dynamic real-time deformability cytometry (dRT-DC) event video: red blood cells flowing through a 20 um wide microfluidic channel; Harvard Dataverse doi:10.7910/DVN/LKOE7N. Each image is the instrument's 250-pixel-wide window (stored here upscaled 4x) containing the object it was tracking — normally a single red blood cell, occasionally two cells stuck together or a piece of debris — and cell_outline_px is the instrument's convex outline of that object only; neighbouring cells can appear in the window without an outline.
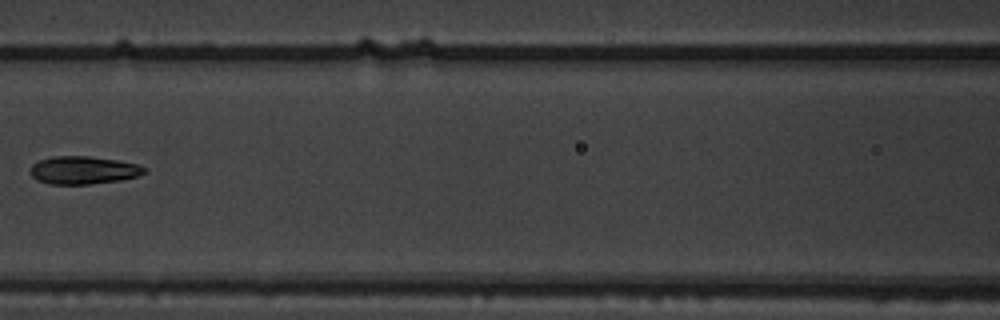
{"species": "common noctule bat (a hibernating species)", "species_latin": "Nyctalus noctula", "temperature_condition": "warm", "stored_images_in_passage": 6, "camera_frame_rate_fps": 3000, "um_per_image_px": 0.085, "animal": {"sex": "male", "body_mass_g": 19.5, "forearm_length_mm": 54.6}, "frame": {"image": 1, "passage_image": 5, "time_ms": 1.333, "image_size_px": [1000, 320], "cell_outline_px": [[148, 172], [124, 180], [88, 184], [48, 184], [36, 180], [32, 176], [32, 164], [40, 160], [52, 156], [88, 156], [116, 160], [136, 164], [144, 168]], "centroid_in_image_um": [7.08, 14.47], "position_along_channel_um": 159.5, "area_um2": 18.44}}
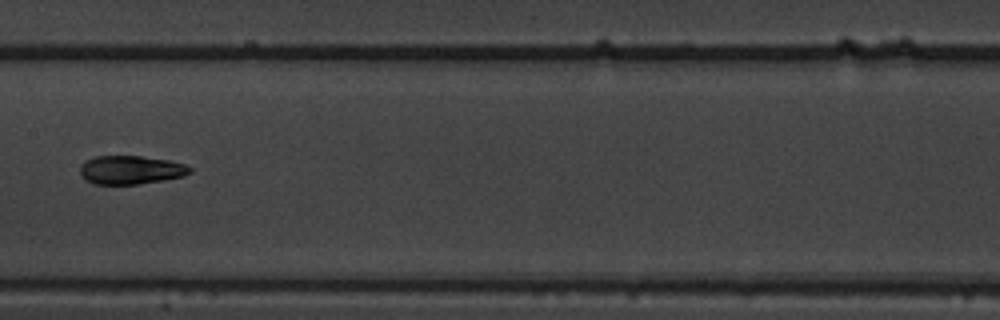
{"frame": {"image": 2, "passage_image": 6, "time_ms": 1.667, "image_size_px": [1000, 320], "cell_outline_px": [[192, 172], [184, 176], [136, 184], [96, 184], [88, 180], [80, 172], [80, 168], [88, 160], [96, 156], [140, 156], [168, 160], [184, 164], [192, 168]], "centroid_in_image_um": [11.16, 14.44], "position_along_channel_um": 196.2, "area_um2": 17.86}}